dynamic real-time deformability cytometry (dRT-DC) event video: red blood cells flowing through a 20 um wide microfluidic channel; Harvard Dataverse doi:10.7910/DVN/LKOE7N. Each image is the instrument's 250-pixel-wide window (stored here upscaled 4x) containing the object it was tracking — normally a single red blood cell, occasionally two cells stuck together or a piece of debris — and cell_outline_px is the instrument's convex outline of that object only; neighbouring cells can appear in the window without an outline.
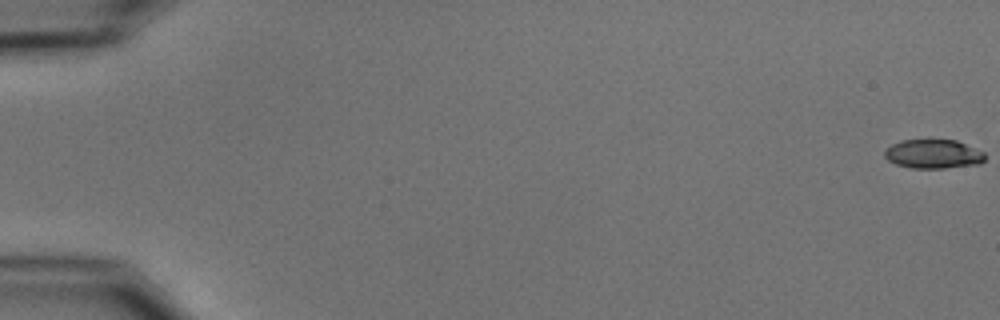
{"species": "common noctule bat (a hibernating species)", "species_latin": "Nyctalus noctula", "temperature_condition": "cold", "stored_images_in_passage": 7, "camera_frame_rate_fps": 3000, "um_per_image_px": 0.085, "animal": {"sex": "male", "body_mass_g": 15.6}, "frame": {"image": 1, "passage_image": 1, "time_ms": 0.0, "image_size_px": [1000, 320], "cell_outline_px": [[984, 160], [980, 164], [944, 168], [912, 168], [896, 164], [888, 160], [884, 156], [884, 148], [900, 140], [928, 136], [956, 140], [984, 152]], "centroid_in_image_um": [79.28, 13.03], "position_along_channel_um": 5.7, "area_um2": 17.8}}
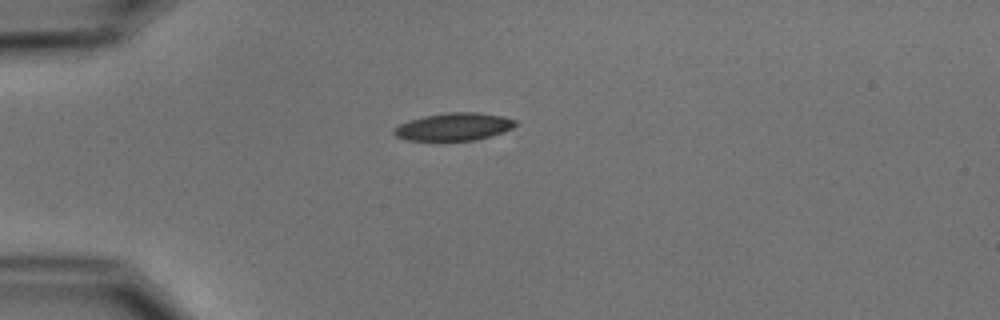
{"frame": {"image": 2, "passage_image": 7, "time_ms": 7.0, "image_size_px": [1000, 320], "cell_outline_px": [[520, 124], [504, 132], [492, 136], [476, 140], [408, 140], [396, 136], [392, 132], [392, 128], [408, 120], [424, 116], [448, 112], [476, 112], [500, 116], [516, 120]], "centroid_in_image_um": [38.59, 10.77], "position_along_channel_um": 46.4, "area_um2": 19.65}}